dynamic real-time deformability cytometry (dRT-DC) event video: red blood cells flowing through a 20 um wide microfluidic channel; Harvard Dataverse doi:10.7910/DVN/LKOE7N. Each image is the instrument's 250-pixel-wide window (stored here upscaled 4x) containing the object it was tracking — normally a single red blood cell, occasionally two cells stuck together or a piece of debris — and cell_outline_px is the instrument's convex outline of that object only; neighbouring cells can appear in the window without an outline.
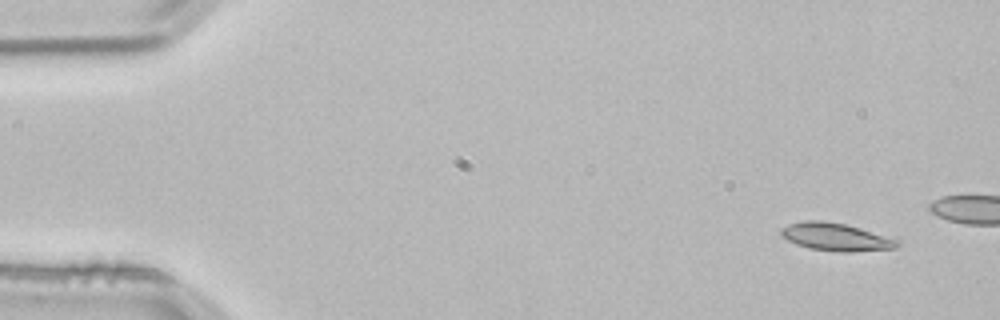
{"species": "common noctule bat (a hibernating species)", "species_latin": "Nyctalus noctula", "temperature_condition": "room temperature", "stored_images_in_passage": 4, "camera_frame_rate_fps": 3000, "um_per_image_px": 0.085, "animal": {"sex": "male", "body_mass_g": 21.5, "forearm_length_mm": 52.0}, "frame": {"image": 1, "passage_image": 1, "time_ms": 0.0, "image_size_px": [1000, 320], "cell_outline_px": [[900, 244], [896, 248], [852, 252], [840, 252], [808, 248], [796, 244], [780, 236], [780, 228], [788, 224], [804, 220], [820, 220], [848, 224], [900, 240]], "centroid_in_image_um": [71.04, 20.13], "position_along_channel_um": 14.0, "area_um2": 19.07}}
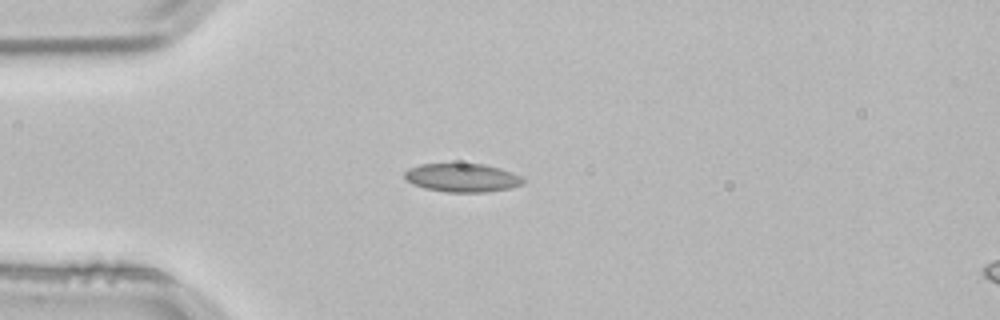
{"frame": {"image": 2, "passage_image": 4, "time_ms": 1.0, "image_size_px": [1000, 320], "cell_outline_px": [[524, 184], [512, 188], [488, 192], [444, 192], [424, 188], [412, 184], [404, 180], [404, 172], [408, 168], [420, 164], [484, 164], [500, 168], [524, 176]], "centroid_in_image_um": [39.3, 15.11], "position_along_channel_um": 45.7, "area_um2": 20.06}}